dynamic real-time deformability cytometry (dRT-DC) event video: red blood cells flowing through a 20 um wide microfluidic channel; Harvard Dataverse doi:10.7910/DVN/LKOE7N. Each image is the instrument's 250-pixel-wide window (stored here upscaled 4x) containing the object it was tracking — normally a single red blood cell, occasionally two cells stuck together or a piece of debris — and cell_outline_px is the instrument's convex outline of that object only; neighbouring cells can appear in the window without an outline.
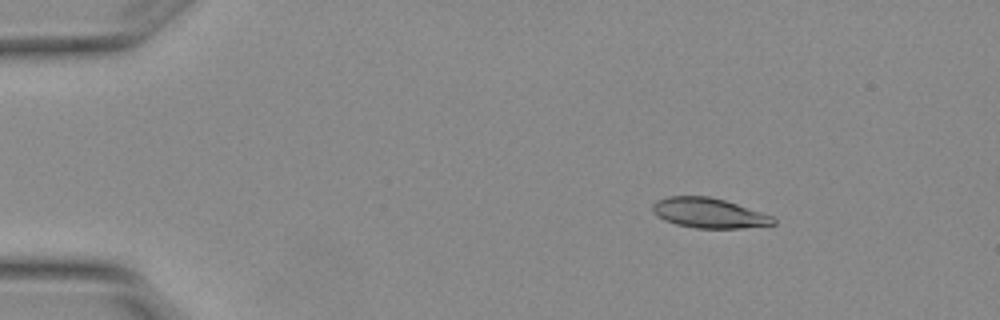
{"species": "Egyptian fruit bat (a non-hibernating species)", "species_latin": "Rousettus aegyptiacus", "temperature_condition": "warm", "stored_images_in_passage": 5, "segment_of_instrument_passage": [1, 2], "camera_frame_rate_fps": 3000, "um_per_image_px": 0.085, "animal": {"sex": "female"}, "frame": {"image": 1, "passage_image": 2, "time_ms": 0.333, "image_size_px": [1000, 320], "cell_outline_px": [[776, 224], [744, 228], [696, 228], [676, 224], [664, 220], [656, 216], [652, 212], [652, 204], [656, 200], [668, 196], [708, 196], [724, 200], [772, 216], [776, 220]], "centroid_in_image_um": [60.21, 18.11], "position_along_channel_um": 24.8, "area_um2": 21.04}}